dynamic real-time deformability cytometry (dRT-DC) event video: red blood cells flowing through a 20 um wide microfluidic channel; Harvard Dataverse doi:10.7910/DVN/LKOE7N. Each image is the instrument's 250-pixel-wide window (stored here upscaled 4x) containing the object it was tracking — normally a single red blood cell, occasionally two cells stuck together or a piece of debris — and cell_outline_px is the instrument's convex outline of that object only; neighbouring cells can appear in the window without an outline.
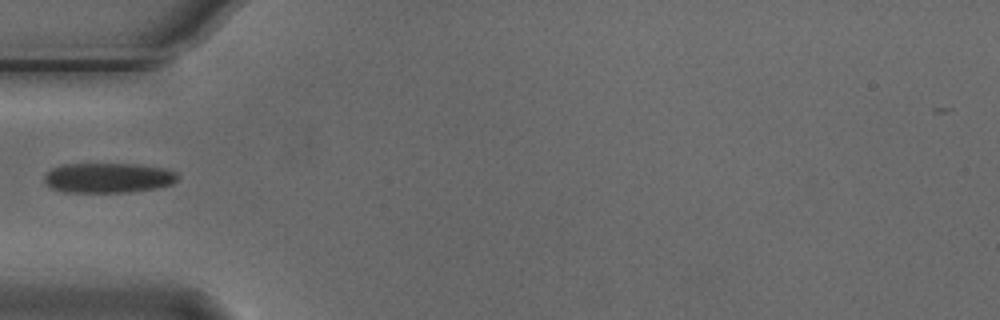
{"species": "Egyptian fruit bat (a non-hibernating species)", "species_latin": "Rousettus aegyptiacus", "temperature_condition": "cold", "stored_images_in_passage": 35, "camera_frame_rate_fps": 3000, "um_per_image_px": 0.085, "animal": {"sex": "male"}, "frame": {"image": 1, "passage_image": 1, "time_ms": 0.0, "image_size_px": [1000, 320], "cell_outline_px": [[180, 176], [172, 184], [132, 192], [64, 192], [52, 188], [44, 180], [44, 176], [52, 168], [60, 164], [136, 164], [168, 168], [176, 172]], "centroid_in_image_um": [9.22, 15.1], "position_along_channel_um": 75.8, "area_um2": 23.35}}
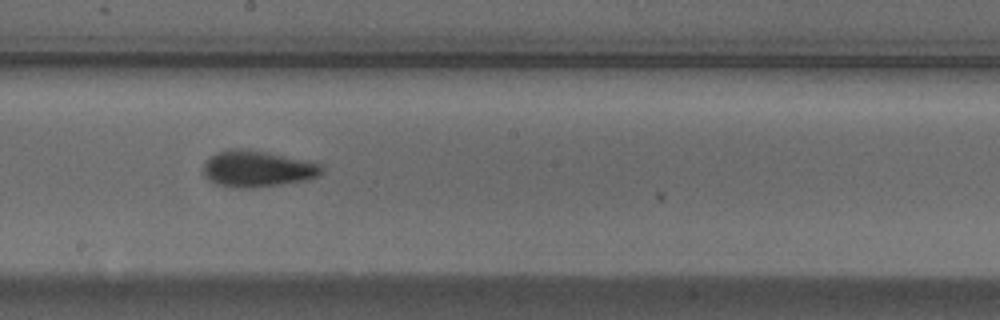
{"frame": {"image": 2, "passage_image": 13, "time_ms": 4.0, "image_size_px": [1000, 320], "cell_outline_px": [[324, 172], [320, 176], [304, 180], [280, 184], [252, 188], [232, 188], [216, 184], [208, 180], [204, 176], [204, 164], [216, 152], [224, 148], [248, 148], [320, 164], [324, 168]], "centroid_in_image_um": [21.84, 14.35], "position_along_channel_um": 226.4, "area_um2": 25.14}}
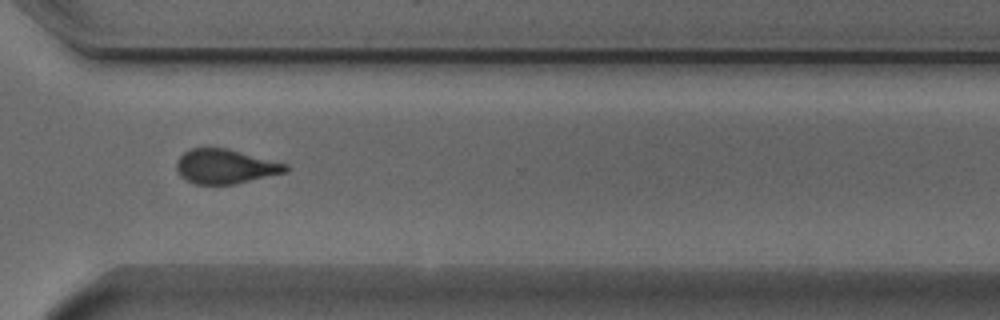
{"frame": {"image": 3, "passage_image": 23, "time_ms": 7.333, "image_size_px": [1000, 320], "cell_outline_px": [[288, 172], [236, 184], [196, 184], [180, 176], [176, 168], [176, 164], [180, 156], [184, 152], [192, 148], [228, 148], [288, 164]], "centroid_in_image_um": [19.18, 14.15], "position_along_channel_um": 351.4, "area_um2": 21.96}}